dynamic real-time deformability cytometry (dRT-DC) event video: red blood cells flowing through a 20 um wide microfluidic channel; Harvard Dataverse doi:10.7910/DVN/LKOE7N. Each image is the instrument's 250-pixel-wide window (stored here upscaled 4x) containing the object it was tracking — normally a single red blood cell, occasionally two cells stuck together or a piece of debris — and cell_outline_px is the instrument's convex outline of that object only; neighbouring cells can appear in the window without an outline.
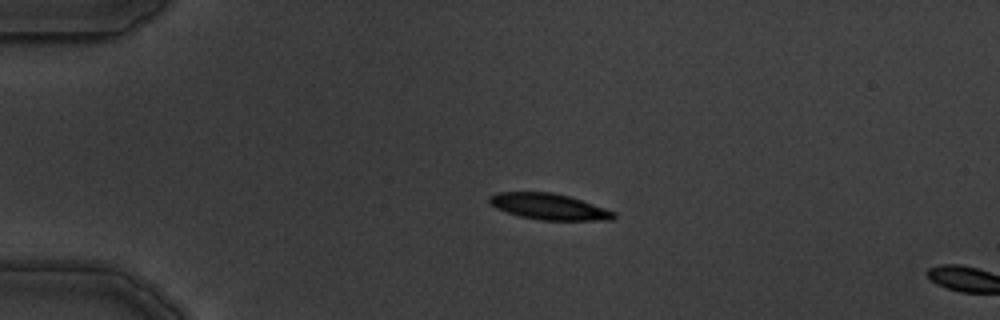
{"species": "common noctule bat (a hibernating species)", "species_latin": "Nyctalus noctula", "temperature_condition": "warm", "stored_images_in_passage": 4, "camera_frame_rate_fps": 3000, "um_per_image_px": 0.085, "animal": {"sex": "male", "body_mass_g": 19.5, "forearm_length_mm": 54.6}, "frame": {"image": 1, "passage_image": 3, "time_ms": 2.333, "image_size_px": [1000, 320], "cell_outline_px": [[616, 216], [612, 220], [540, 220], [520, 216], [496, 208], [488, 200], [488, 196], [500, 192], [552, 192], [568, 196], [616, 212]], "centroid_in_image_um": [46.66, 17.56], "position_along_channel_um": 38.3, "area_um2": 18.67}}